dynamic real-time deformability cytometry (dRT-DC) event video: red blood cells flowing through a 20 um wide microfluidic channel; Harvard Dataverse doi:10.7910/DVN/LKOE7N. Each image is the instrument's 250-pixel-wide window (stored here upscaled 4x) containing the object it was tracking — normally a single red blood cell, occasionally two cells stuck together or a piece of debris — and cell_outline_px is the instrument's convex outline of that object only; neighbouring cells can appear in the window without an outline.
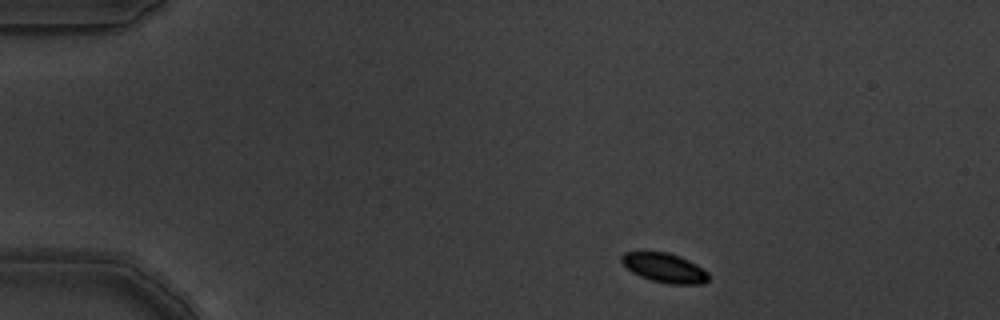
{"species": "common noctule bat (a hibernating species)", "species_latin": "Nyctalus noctula", "temperature_condition": "warm", "stored_images_in_passage": 2, "camera_frame_rate_fps": 3000, "um_per_image_px": 0.085, "animal": {"sex": "male", "body_mass_g": 19.5, "forearm_length_mm": 54.6}, "frame": {"image": 1, "passage_image": 1, "time_ms": 0.0, "image_size_px": [1000, 320], "cell_outline_px": [[708, 280], [704, 284], [668, 284], [652, 280], [640, 276], [632, 272], [620, 260], [620, 256], [624, 252], [668, 252], [680, 256], [696, 264], [708, 272]], "centroid_in_image_um": [56.49, 22.77], "position_along_channel_um": 28.5, "area_um2": 14.85}}